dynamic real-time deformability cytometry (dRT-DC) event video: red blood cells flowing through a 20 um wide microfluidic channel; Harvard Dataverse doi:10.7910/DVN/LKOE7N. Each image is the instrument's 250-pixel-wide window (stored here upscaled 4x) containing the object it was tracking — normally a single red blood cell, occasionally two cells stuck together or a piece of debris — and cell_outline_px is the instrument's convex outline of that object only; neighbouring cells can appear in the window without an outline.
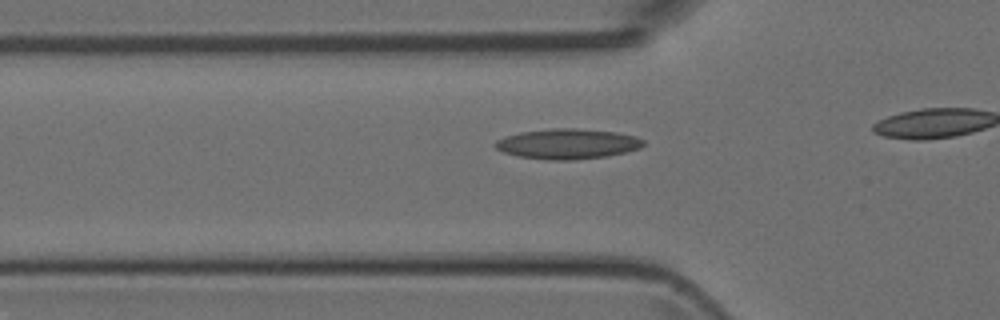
{"species": "Egyptian fruit bat (a non-hibernating species)", "species_latin": "Rousettus aegyptiacus", "temperature_condition": "room temperature", "stored_images_in_passage": 18, "camera_frame_rate_fps": 3000, "um_per_image_px": 0.085, "animal": {"sex": "female"}, "frame": {"image": 1, "passage_image": 13, "time_ms": 4.0, "image_size_px": [1000, 320], "cell_outline_px": [[644, 144], [640, 148], [628, 152], [608, 156], [572, 160], [544, 160], [516, 156], [504, 152], [496, 148], [492, 144], [496, 140], [504, 136], [520, 132], [552, 128], [576, 128], [616, 132], [636, 136], [644, 140]], "centroid_in_image_um": [48.23, 12.23], "position_along_channel_um": 77.6, "area_um2": 26.41}}
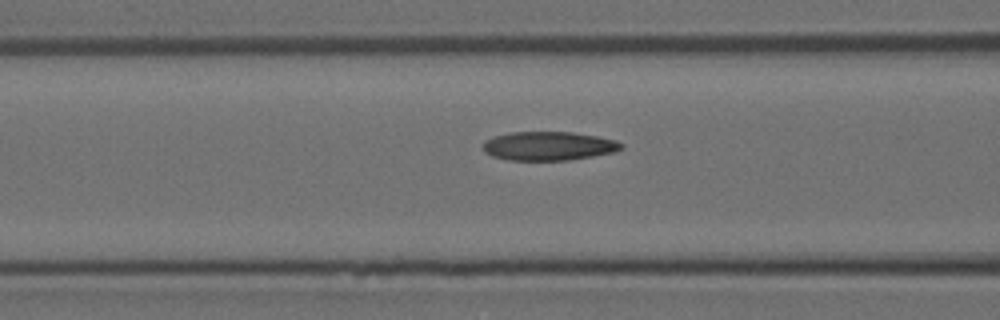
{"frame": {"image": 2, "passage_image": 16, "time_ms": 5.0, "image_size_px": [1000, 320], "cell_outline_px": [[624, 148], [612, 152], [592, 156], [568, 160], [508, 160], [492, 156], [484, 152], [484, 140], [492, 136], [512, 132], [572, 132], [596, 136], [616, 140], [624, 144]], "centroid_in_image_um": [46.62, 12.4], "position_along_channel_um": 120.0, "area_um2": 23.24}}